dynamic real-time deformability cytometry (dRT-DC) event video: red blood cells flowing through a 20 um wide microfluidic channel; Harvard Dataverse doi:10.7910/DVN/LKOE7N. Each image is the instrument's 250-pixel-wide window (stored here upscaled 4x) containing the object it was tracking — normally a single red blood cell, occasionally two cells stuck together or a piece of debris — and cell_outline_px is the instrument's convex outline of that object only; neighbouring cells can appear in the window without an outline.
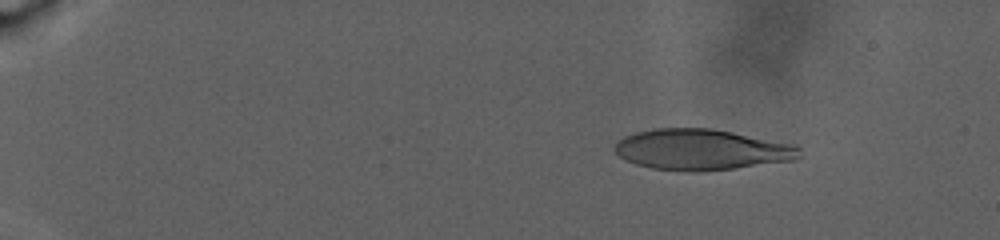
{"species": "human", "species_latin": "Homo sapiens", "temperature_condition": "warm", "stored_images_in_passage": 57, "camera_frame_rate_fps": 3000, "um_per_image_px": 0.085, "donor": {"sex": "male"}, "frame": {"image": 1, "passage_image": 8, "time_ms": 4.333, "image_size_px": [1000, 240], "cell_outline_px": [[800, 156], [796, 160], [736, 168], [696, 172], [692, 172], [652, 168], [636, 164], [620, 156], [612, 148], [616, 140], [624, 136], [636, 132], [656, 128], [712, 128], [796, 144], [800, 148]], "centroid_in_image_um": [59.65, 12.71], "position_along_channel_um": 25.4, "area_um2": 44.27}}
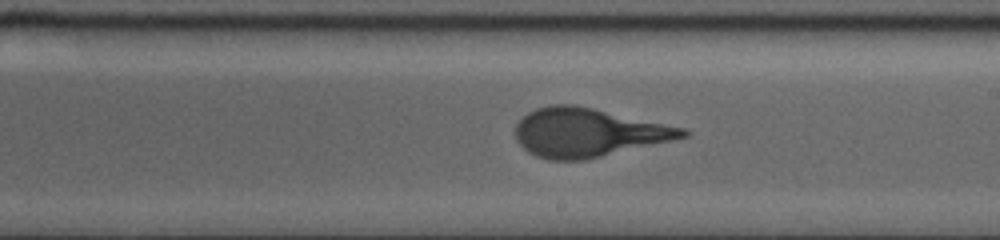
{"frame": {"image": 2, "passage_image": 35, "time_ms": 19.333, "image_size_px": [1000, 240], "cell_outline_px": [[692, 132], [688, 136], [672, 140], [584, 160], [548, 160], [536, 156], [528, 152], [516, 140], [516, 124], [528, 112], [536, 108], [552, 104], [576, 104], [688, 128]], "centroid_in_image_um": [50.01, 11.25], "position_along_channel_um": 239.0, "area_um2": 47.57}}
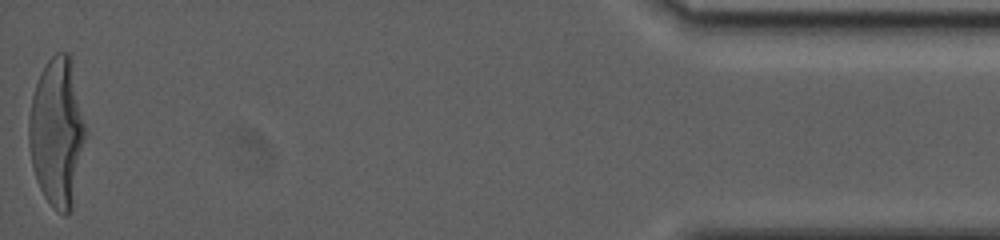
{"frame": {"image": 3, "passage_image": 57, "time_ms": 30.667, "image_size_px": [1000, 240], "cell_outline_px": [[84, 136], [72, 208], [64, 216], [56, 212], [52, 208], [44, 196], [36, 180], [32, 164], [28, 144], [28, 120], [32, 96], [40, 72], [48, 60], [56, 52], [68, 52], [84, 124]], "centroid_in_image_um": [4.78, 11.28], "position_along_channel_um": 430.4, "area_um2": 47.86}, "authors_computed_cell_mechanics": {"area_um2": 45.951, "velocity_mm_per_s": 2.3337, "shape_relaxation_time_tau1_ms": 7.9661, "shape_relaxation_time_tau2_ms": null, "deformation_change_tau1": 0.2869, "deformation_change_tau2": null}}